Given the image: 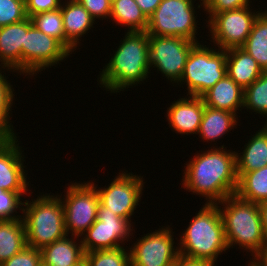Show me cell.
Returning <instances> with one entry per match:
<instances>
[{
	"label": "cell",
	"mask_w": 267,
	"mask_h": 266,
	"mask_svg": "<svg viewBox=\"0 0 267 266\" xmlns=\"http://www.w3.org/2000/svg\"><path fill=\"white\" fill-rule=\"evenodd\" d=\"M220 146L197 152L184 166L183 189L205 197V204L221 202L237 190L236 152Z\"/></svg>",
	"instance_id": "cell-1"
},
{
	"label": "cell",
	"mask_w": 267,
	"mask_h": 266,
	"mask_svg": "<svg viewBox=\"0 0 267 266\" xmlns=\"http://www.w3.org/2000/svg\"><path fill=\"white\" fill-rule=\"evenodd\" d=\"M105 64L97 82L110 93H119L148 79L149 40L146 31L125 32L123 40ZM100 78V79H99ZM132 86V87H130Z\"/></svg>",
	"instance_id": "cell-2"
},
{
	"label": "cell",
	"mask_w": 267,
	"mask_h": 266,
	"mask_svg": "<svg viewBox=\"0 0 267 266\" xmlns=\"http://www.w3.org/2000/svg\"><path fill=\"white\" fill-rule=\"evenodd\" d=\"M216 205L222 217L228 249L237 245L250 252L255 260L267 247L259 205L240 199L236 194Z\"/></svg>",
	"instance_id": "cell-3"
},
{
	"label": "cell",
	"mask_w": 267,
	"mask_h": 266,
	"mask_svg": "<svg viewBox=\"0 0 267 266\" xmlns=\"http://www.w3.org/2000/svg\"><path fill=\"white\" fill-rule=\"evenodd\" d=\"M182 232L177 244L182 257L216 265L218 255L228 250L222 217L216 204H204Z\"/></svg>",
	"instance_id": "cell-4"
},
{
	"label": "cell",
	"mask_w": 267,
	"mask_h": 266,
	"mask_svg": "<svg viewBox=\"0 0 267 266\" xmlns=\"http://www.w3.org/2000/svg\"><path fill=\"white\" fill-rule=\"evenodd\" d=\"M31 201H24L21 214L25 225L26 245L41 249L65 237L67 233L60 196L41 193Z\"/></svg>",
	"instance_id": "cell-5"
},
{
	"label": "cell",
	"mask_w": 267,
	"mask_h": 266,
	"mask_svg": "<svg viewBox=\"0 0 267 266\" xmlns=\"http://www.w3.org/2000/svg\"><path fill=\"white\" fill-rule=\"evenodd\" d=\"M213 48L199 42L192 47L177 83H186L187 95L201 97L227 75L226 50Z\"/></svg>",
	"instance_id": "cell-6"
},
{
	"label": "cell",
	"mask_w": 267,
	"mask_h": 266,
	"mask_svg": "<svg viewBox=\"0 0 267 266\" xmlns=\"http://www.w3.org/2000/svg\"><path fill=\"white\" fill-rule=\"evenodd\" d=\"M196 0H162L148 19L147 34L181 37L199 42L197 36ZM197 21V22H196ZM196 35V36H195ZM197 38V39H196Z\"/></svg>",
	"instance_id": "cell-7"
},
{
	"label": "cell",
	"mask_w": 267,
	"mask_h": 266,
	"mask_svg": "<svg viewBox=\"0 0 267 266\" xmlns=\"http://www.w3.org/2000/svg\"><path fill=\"white\" fill-rule=\"evenodd\" d=\"M66 190L63 198L59 195L64 209L65 230L68 236L81 238L97 220L98 191L90 181H73Z\"/></svg>",
	"instance_id": "cell-8"
},
{
	"label": "cell",
	"mask_w": 267,
	"mask_h": 266,
	"mask_svg": "<svg viewBox=\"0 0 267 266\" xmlns=\"http://www.w3.org/2000/svg\"><path fill=\"white\" fill-rule=\"evenodd\" d=\"M70 52L56 39L38 30L27 18V33L22 44V74L37 73L57 65L70 56Z\"/></svg>",
	"instance_id": "cell-9"
},
{
	"label": "cell",
	"mask_w": 267,
	"mask_h": 266,
	"mask_svg": "<svg viewBox=\"0 0 267 266\" xmlns=\"http://www.w3.org/2000/svg\"><path fill=\"white\" fill-rule=\"evenodd\" d=\"M251 6L215 13L206 23L213 45L219 49L241 47L247 40L256 17L262 11ZM213 40V41H212Z\"/></svg>",
	"instance_id": "cell-10"
},
{
	"label": "cell",
	"mask_w": 267,
	"mask_h": 266,
	"mask_svg": "<svg viewBox=\"0 0 267 266\" xmlns=\"http://www.w3.org/2000/svg\"><path fill=\"white\" fill-rule=\"evenodd\" d=\"M150 67L173 84L180 81L188 55L197 43L181 37L148 35Z\"/></svg>",
	"instance_id": "cell-11"
},
{
	"label": "cell",
	"mask_w": 267,
	"mask_h": 266,
	"mask_svg": "<svg viewBox=\"0 0 267 266\" xmlns=\"http://www.w3.org/2000/svg\"><path fill=\"white\" fill-rule=\"evenodd\" d=\"M131 224L128 219L109 212L107 207L99 203L97 220L81 236L85 253L123 247L125 241H130L128 239L133 235Z\"/></svg>",
	"instance_id": "cell-12"
},
{
	"label": "cell",
	"mask_w": 267,
	"mask_h": 266,
	"mask_svg": "<svg viewBox=\"0 0 267 266\" xmlns=\"http://www.w3.org/2000/svg\"><path fill=\"white\" fill-rule=\"evenodd\" d=\"M127 172L122 171L117 174L107 188H98V184L92 181L91 183L98 191L99 203L102 206L107 207L109 212L131 222V216L136 213L134 211L141 201L145 182L143 176Z\"/></svg>",
	"instance_id": "cell-13"
},
{
	"label": "cell",
	"mask_w": 267,
	"mask_h": 266,
	"mask_svg": "<svg viewBox=\"0 0 267 266\" xmlns=\"http://www.w3.org/2000/svg\"><path fill=\"white\" fill-rule=\"evenodd\" d=\"M167 226L144 234L132 244L133 246L129 248L131 266H172L174 264L180 256L179 247L174 244L173 229Z\"/></svg>",
	"instance_id": "cell-14"
},
{
	"label": "cell",
	"mask_w": 267,
	"mask_h": 266,
	"mask_svg": "<svg viewBox=\"0 0 267 266\" xmlns=\"http://www.w3.org/2000/svg\"><path fill=\"white\" fill-rule=\"evenodd\" d=\"M17 138H7L0 145V188L11 192H28L31 188L27 181L28 173L24 170L26 166L23 165L25 156Z\"/></svg>",
	"instance_id": "cell-15"
},
{
	"label": "cell",
	"mask_w": 267,
	"mask_h": 266,
	"mask_svg": "<svg viewBox=\"0 0 267 266\" xmlns=\"http://www.w3.org/2000/svg\"><path fill=\"white\" fill-rule=\"evenodd\" d=\"M204 101L198 96H185L172 102L167 108L169 127L176 134H197L204 113Z\"/></svg>",
	"instance_id": "cell-16"
},
{
	"label": "cell",
	"mask_w": 267,
	"mask_h": 266,
	"mask_svg": "<svg viewBox=\"0 0 267 266\" xmlns=\"http://www.w3.org/2000/svg\"><path fill=\"white\" fill-rule=\"evenodd\" d=\"M60 8L65 31V48L72 54L80 46L81 37L92 30L96 21L77 0H65Z\"/></svg>",
	"instance_id": "cell-17"
},
{
	"label": "cell",
	"mask_w": 267,
	"mask_h": 266,
	"mask_svg": "<svg viewBox=\"0 0 267 266\" xmlns=\"http://www.w3.org/2000/svg\"><path fill=\"white\" fill-rule=\"evenodd\" d=\"M27 33V19L0 27V68L22 74V44Z\"/></svg>",
	"instance_id": "cell-18"
},
{
	"label": "cell",
	"mask_w": 267,
	"mask_h": 266,
	"mask_svg": "<svg viewBox=\"0 0 267 266\" xmlns=\"http://www.w3.org/2000/svg\"><path fill=\"white\" fill-rule=\"evenodd\" d=\"M79 237L66 235L40 249L43 266H79L85 261V251ZM77 239V241L75 240Z\"/></svg>",
	"instance_id": "cell-19"
},
{
	"label": "cell",
	"mask_w": 267,
	"mask_h": 266,
	"mask_svg": "<svg viewBox=\"0 0 267 266\" xmlns=\"http://www.w3.org/2000/svg\"><path fill=\"white\" fill-rule=\"evenodd\" d=\"M201 98L205 106L237 114V110L241 111L243 109L244 89L237 85L228 75H225L212 88L206 91Z\"/></svg>",
	"instance_id": "cell-20"
},
{
	"label": "cell",
	"mask_w": 267,
	"mask_h": 266,
	"mask_svg": "<svg viewBox=\"0 0 267 266\" xmlns=\"http://www.w3.org/2000/svg\"><path fill=\"white\" fill-rule=\"evenodd\" d=\"M226 72L237 85L245 89L264 71L245 50L235 47L226 50Z\"/></svg>",
	"instance_id": "cell-21"
},
{
	"label": "cell",
	"mask_w": 267,
	"mask_h": 266,
	"mask_svg": "<svg viewBox=\"0 0 267 266\" xmlns=\"http://www.w3.org/2000/svg\"><path fill=\"white\" fill-rule=\"evenodd\" d=\"M238 120L235 113L205 106L198 137L203 139V142H217L223 135L236 128Z\"/></svg>",
	"instance_id": "cell-22"
},
{
	"label": "cell",
	"mask_w": 267,
	"mask_h": 266,
	"mask_svg": "<svg viewBox=\"0 0 267 266\" xmlns=\"http://www.w3.org/2000/svg\"><path fill=\"white\" fill-rule=\"evenodd\" d=\"M262 127L250 136L243 152H236L237 173H247L267 166V130Z\"/></svg>",
	"instance_id": "cell-23"
},
{
	"label": "cell",
	"mask_w": 267,
	"mask_h": 266,
	"mask_svg": "<svg viewBox=\"0 0 267 266\" xmlns=\"http://www.w3.org/2000/svg\"><path fill=\"white\" fill-rule=\"evenodd\" d=\"M26 245L23 219L0 220V265Z\"/></svg>",
	"instance_id": "cell-24"
},
{
	"label": "cell",
	"mask_w": 267,
	"mask_h": 266,
	"mask_svg": "<svg viewBox=\"0 0 267 266\" xmlns=\"http://www.w3.org/2000/svg\"><path fill=\"white\" fill-rule=\"evenodd\" d=\"M236 195L245 201L261 203L267 201V166L247 173H237Z\"/></svg>",
	"instance_id": "cell-25"
},
{
	"label": "cell",
	"mask_w": 267,
	"mask_h": 266,
	"mask_svg": "<svg viewBox=\"0 0 267 266\" xmlns=\"http://www.w3.org/2000/svg\"><path fill=\"white\" fill-rule=\"evenodd\" d=\"M110 18L116 25L128 26V32L147 31L148 18L134 0H114Z\"/></svg>",
	"instance_id": "cell-26"
},
{
	"label": "cell",
	"mask_w": 267,
	"mask_h": 266,
	"mask_svg": "<svg viewBox=\"0 0 267 266\" xmlns=\"http://www.w3.org/2000/svg\"><path fill=\"white\" fill-rule=\"evenodd\" d=\"M263 71H267V10L261 11L253 23L251 33L241 46Z\"/></svg>",
	"instance_id": "cell-27"
},
{
	"label": "cell",
	"mask_w": 267,
	"mask_h": 266,
	"mask_svg": "<svg viewBox=\"0 0 267 266\" xmlns=\"http://www.w3.org/2000/svg\"><path fill=\"white\" fill-rule=\"evenodd\" d=\"M2 70L5 71L6 68H0V131L7 138H13L17 137V133L15 134L13 124L10 123L12 122L10 121V111L13 110L11 108L13 107V100H15V90L12 88L11 82L7 80L8 78H6L5 72Z\"/></svg>",
	"instance_id": "cell-28"
},
{
	"label": "cell",
	"mask_w": 267,
	"mask_h": 266,
	"mask_svg": "<svg viewBox=\"0 0 267 266\" xmlns=\"http://www.w3.org/2000/svg\"><path fill=\"white\" fill-rule=\"evenodd\" d=\"M243 109L258 113L267 120V71L244 89Z\"/></svg>",
	"instance_id": "cell-29"
},
{
	"label": "cell",
	"mask_w": 267,
	"mask_h": 266,
	"mask_svg": "<svg viewBox=\"0 0 267 266\" xmlns=\"http://www.w3.org/2000/svg\"><path fill=\"white\" fill-rule=\"evenodd\" d=\"M30 19L38 30L58 40L65 47V31L61 8L32 15Z\"/></svg>",
	"instance_id": "cell-30"
},
{
	"label": "cell",
	"mask_w": 267,
	"mask_h": 266,
	"mask_svg": "<svg viewBox=\"0 0 267 266\" xmlns=\"http://www.w3.org/2000/svg\"><path fill=\"white\" fill-rule=\"evenodd\" d=\"M87 266H131L130 250L125 247L85 253Z\"/></svg>",
	"instance_id": "cell-31"
},
{
	"label": "cell",
	"mask_w": 267,
	"mask_h": 266,
	"mask_svg": "<svg viewBox=\"0 0 267 266\" xmlns=\"http://www.w3.org/2000/svg\"><path fill=\"white\" fill-rule=\"evenodd\" d=\"M24 194L27 196V192H11L0 188V220L22 219L20 214L17 215V210H23L24 200L21 197Z\"/></svg>",
	"instance_id": "cell-32"
},
{
	"label": "cell",
	"mask_w": 267,
	"mask_h": 266,
	"mask_svg": "<svg viewBox=\"0 0 267 266\" xmlns=\"http://www.w3.org/2000/svg\"><path fill=\"white\" fill-rule=\"evenodd\" d=\"M25 0H0V27L27 19Z\"/></svg>",
	"instance_id": "cell-33"
},
{
	"label": "cell",
	"mask_w": 267,
	"mask_h": 266,
	"mask_svg": "<svg viewBox=\"0 0 267 266\" xmlns=\"http://www.w3.org/2000/svg\"><path fill=\"white\" fill-rule=\"evenodd\" d=\"M199 2L197 9L200 10L202 6L205 13L209 15L207 19H210L215 13L243 8L251 5L250 2L252 3L250 0H199Z\"/></svg>",
	"instance_id": "cell-34"
},
{
	"label": "cell",
	"mask_w": 267,
	"mask_h": 266,
	"mask_svg": "<svg viewBox=\"0 0 267 266\" xmlns=\"http://www.w3.org/2000/svg\"><path fill=\"white\" fill-rule=\"evenodd\" d=\"M41 251L29 245L10 259L4 261L0 266H41Z\"/></svg>",
	"instance_id": "cell-35"
},
{
	"label": "cell",
	"mask_w": 267,
	"mask_h": 266,
	"mask_svg": "<svg viewBox=\"0 0 267 266\" xmlns=\"http://www.w3.org/2000/svg\"><path fill=\"white\" fill-rule=\"evenodd\" d=\"M90 13L91 17L96 19L106 20L111 15L110 0H77Z\"/></svg>",
	"instance_id": "cell-36"
},
{
	"label": "cell",
	"mask_w": 267,
	"mask_h": 266,
	"mask_svg": "<svg viewBox=\"0 0 267 266\" xmlns=\"http://www.w3.org/2000/svg\"><path fill=\"white\" fill-rule=\"evenodd\" d=\"M63 0H25L26 13L32 15L60 8Z\"/></svg>",
	"instance_id": "cell-37"
},
{
	"label": "cell",
	"mask_w": 267,
	"mask_h": 266,
	"mask_svg": "<svg viewBox=\"0 0 267 266\" xmlns=\"http://www.w3.org/2000/svg\"><path fill=\"white\" fill-rule=\"evenodd\" d=\"M140 9L143 11L145 16L149 17L153 14L156 8L159 6L162 0H134Z\"/></svg>",
	"instance_id": "cell-38"
},
{
	"label": "cell",
	"mask_w": 267,
	"mask_h": 266,
	"mask_svg": "<svg viewBox=\"0 0 267 266\" xmlns=\"http://www.w3.org/2000/svg\"><path fill=\"white\" fill-rule=\"evenodd\" d=\"M172 266H216L203 260H193L179 256Z\"/></svg>",
	"instance_id": "cell-39"
},
{
	"label": "cell",
	"mask_w": 267,
	"mask_h": 266,
	"mask_svg": "<svg viewBox=\"0 0 267 266\" xmlns=\"http://www.w3.org/2000/svg\"><path fill=\"white\" fill-rule=\"evenodd\" d=\"M258 205H259L263 231L267 240V201L261 202Z\"/></svg>",
	"instance_id": "cell-40"
},
{
	"label": "cell",
	"mask_w": 267,
	"mask_h": 266,
	"mask_svg": "<svg viewBox=\"0 0 267 266\" xmlns=\"http://www.w3.org/2000/svg\"><path fill=\"white\" fill-rule=\"evenodd\" d=\"M260 266H267V247L263 252L255 259Z\"/></svg>",
	"instance_id": "cell-41"
},
{
	"label": "cell",
	"mask_w": 267,
	"mask_h": 266,
	"mask_svg": "<svg viewBox=\"0 0 267 266\" xmlns=\"http://www.w3.org/2000/svg\"><path fill=\"white\" fill-rule=\"evenodd\" d=\"M7 139V137L0 131V145Z\"/></svg>",
	"instance_id": "cell-42"
},
{
	"label": "cell",
	"mask_w": 267,
	"mask_h": 266,
	"mask_svg": "<svg viewBox=\"0 0 267 266\" xmlns=\"http://www.w3.org/2000/svg\"><path fill=\"white\" fill-rule=\"evenodd\" d=\"M249 262L250 263L247 264V266H260L255 260H252L251 258H250V261Z\"/></svg>",
	"instance_id": "cell-43"
},
{
	"label": "cell",
	"mask_w": 267,
	"mask_h": 266,
	"mask_svg": "<svg viewBox=\"0 0 267 266\" xmlns=\"http://www.w3.org/2000/svg\"><path fill=\"white\" fill-rule=\"evenodd\" d=\"M264 127L267 130V120L265 121Z\"/></svg>",
	"instance_id": "cell-44"
},
{
	"label": "cell",
	"mask_w": 267,
	"mask_h": 266,
	"mask_svg": "<svg viewBox=\"0 0 267 266\" xmlns=\"http://www.w3.org/2000/svg\"><path fill=\"white\" fill-rule=\"evenodd\" d=\"M79 266H87V264L85 262H83L82 264H80Z\"/></svg>",
	"instance_id": "cell-45"
}]
</instances>
